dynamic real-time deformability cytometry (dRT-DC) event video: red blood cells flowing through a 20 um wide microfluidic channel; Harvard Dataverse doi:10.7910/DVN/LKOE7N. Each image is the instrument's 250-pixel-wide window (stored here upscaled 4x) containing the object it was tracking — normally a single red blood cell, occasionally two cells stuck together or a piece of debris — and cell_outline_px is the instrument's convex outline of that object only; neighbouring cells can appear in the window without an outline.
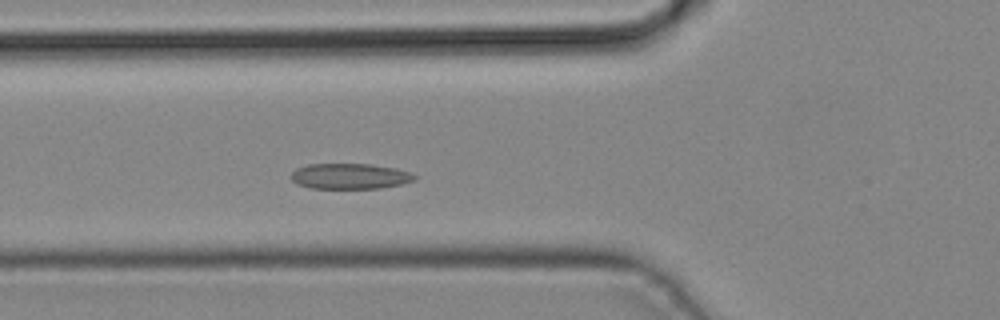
{"species": "common noctule bat (a hibernating species)", "species_latin": "Nyctalus noctula", "temperature_condition": "cold", "stored_images_in_passage": 31, "camera_frame_rate_fps": 3000, "um_per_image_px": 0.085, "animal": {"sex": "male", "body_mass_g": 19.2, "forearm_length_mm": 51.8}, "frame": {"image": 1, "passage_image": 9, "time_ms": 2.667, "image_size_px": [1000, 320], "cell_outline_px": [[416, 180], [400, 184], [380, 188], [312, 188], [296, 184], [292, 180], [292, 172], [296, 168], [308, 164], [368, 164], [396, 168], [408, 172], [416, 176]], "centroid_in_image_um": [29.72, 14.97], "position_along_channel_um": 96.1, "area_um2": 18.26}}
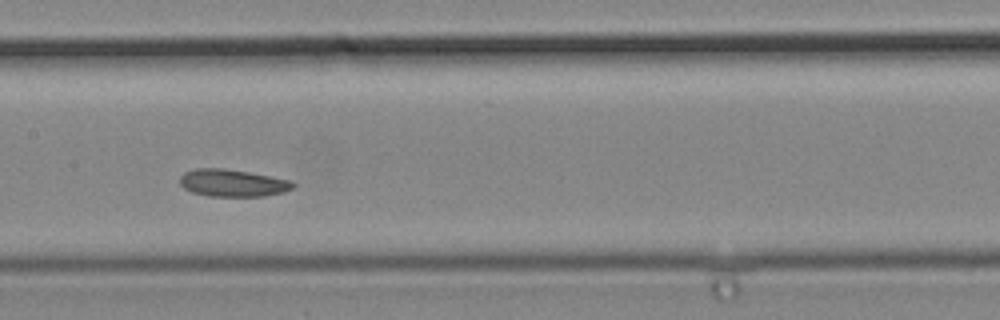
{"frame": {"image": 2, "passage_image": 15, "time_ms": 4.667, "image_size_px": [1000, 320], "cell_outline_px": [[296, 184], [292, 188], [284, 192], [264, 196], [208, 196], [192, 192], [184, 188], [180, 184], [180, 176], [184, 172], [196, 168], [224, 168], [248, 172], [288, 180]], "centroid_in_image_um": [19.73, 15.55], "position_along_channel_um": 187.7, "area_um2": 17.86}}
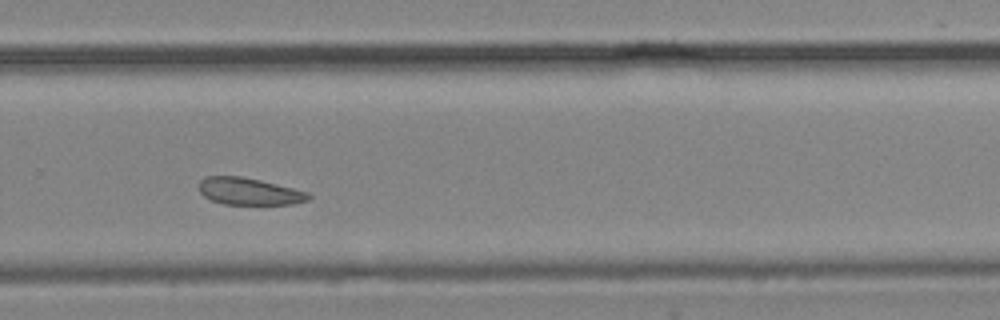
{"frame": {"image": 3, "passage_image": 23, "time_ms": 7.333, "image_size_px": [1000, 320], "cell_outline_px": [[312, 196], [308, 200], [292, 204], [224, 204], [212, 200], [204, 196], [200, 192], [200, 180], [204, 176], [240, 176], [260, 180], [308, 192]], "centroid_in_image_um": [21.17, 16.26], "position_along_channel_um": 308.6, "area_um2": 17.11}}